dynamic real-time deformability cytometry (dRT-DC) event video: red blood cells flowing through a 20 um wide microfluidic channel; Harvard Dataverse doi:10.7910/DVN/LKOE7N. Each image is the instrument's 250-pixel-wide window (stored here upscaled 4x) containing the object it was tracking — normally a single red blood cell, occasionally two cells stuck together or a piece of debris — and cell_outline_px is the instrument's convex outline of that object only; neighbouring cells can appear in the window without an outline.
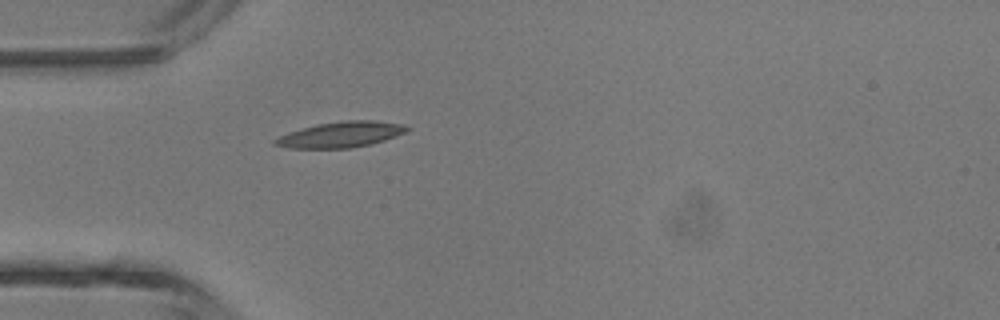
{"species": "common noctule bat (a hibernating species)", "species_latin": "Nyctalus noctula", "temperature_condition": "room temperature", "stored_images_in_passage": 1, "camera_frame_rate_fps": 3000, "um_per_image_px": 0.085, "animal": {"sex": "male", "body_mass_g": 13.3}, "frame": {"image": 1, "passage_image": 1, "time_ms": 0.0, "image_size_px": [1000, 320], "cell_outline_px": [[412, 128], [396, 136], [372, 144], [348, 148], [288, 148], [272, 144], [272, 140], [288, 132], [316, 124], [344, 120], [376, 120], [404, 124]], "centroid_in_image_um": [28.97, 11.43], "position_along_channel_um": 56.0, "area_um2": 19.88}}